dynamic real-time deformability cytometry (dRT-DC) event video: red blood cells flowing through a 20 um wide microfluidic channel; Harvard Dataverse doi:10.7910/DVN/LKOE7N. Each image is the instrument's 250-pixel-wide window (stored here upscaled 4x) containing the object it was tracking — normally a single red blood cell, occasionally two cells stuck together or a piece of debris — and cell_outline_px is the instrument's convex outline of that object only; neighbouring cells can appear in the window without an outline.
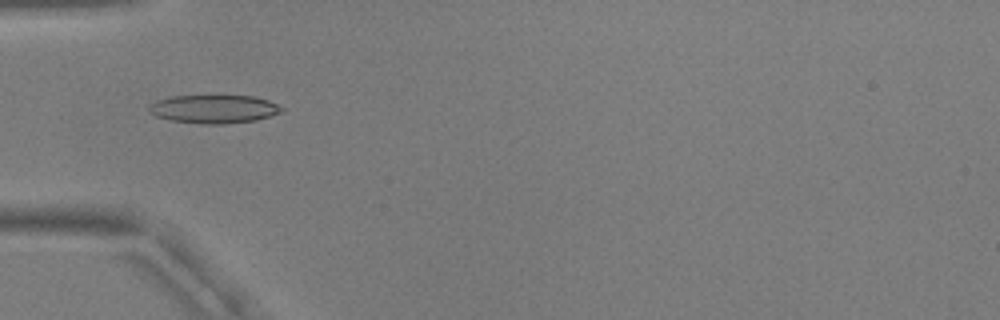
{"species": "common noctule bat (a hibernating species)", "species_latin": "Nyctalus noctula", "temperature_condition": "warm", "stored_images_in_passage": 54, "camera_frame_rate_fps": 3000, "um_per_image_px": 0.085, "animal": {"sex": "male", "body_mass_g": 17.9, "forearm_length_mm": 54.2}, "frame": {"image": 1, "passage_image": 18, "time_ms": 5.667, "image_size_px": [1000, 320], "cell_outline_px": [[284, 112], [256, 120], [224, 124], [204, 124], [172, 120], [156, 116], [148, 112], [148, 104], [156, 100], [172, 96], [216, 92], [256, 96], [268, 100], [284, 108]], "centroid_in_image_um": [18.19, 9.2], "position_along_channel_um": 66.8, "area_um2": 23.24}}
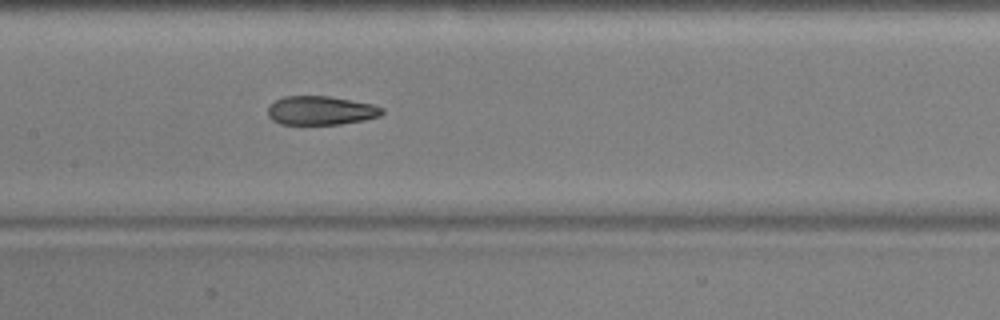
{"frame": {"image": 2, "passage_image": 27, "time_ms": 8.667, "image_size_px": [1000, 320], "cell_outline_px": [[384, 112], [380, 116], [364, 120], [340, 124], [280, 124], [272, 120], [268, 116], [268, 108], [276, 100], [284, 96], [328, 96], [372, 104], [384, 108]], "centroid_in_image_um": [27.27, 9.4], "position_along_channel_um": 180.1, "area_um2": 19.13}}
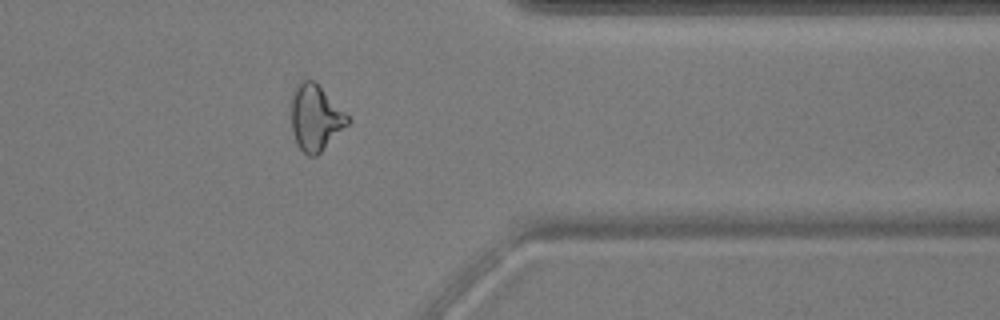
{"frame": {"image": 3, "passage_image": 44, "time_ms": 14.333, "image_size_px": [1000, 320], "cell_outline_px": [[352, 120], [316, 156], [308, 156], [296, 144], [292, 132], [292, 92], [296, 84], [300, 80], [316, 80]], "centroid_in_image_um": [26.81, 9.97], "position_along_channel_um": 384.6, "area_um2": 21.73}, "authors_computed_cell_mechanics": {"area_um2": 20.9814, "velocity_mm_per_s": 3.7819, "shape_relaxation_time_tau1_ms": null, "shape_relaxation_time_tau2_ms": 2.3647, "deformation_change_tau1": null, "deformation_change_tau2": 0.096}}